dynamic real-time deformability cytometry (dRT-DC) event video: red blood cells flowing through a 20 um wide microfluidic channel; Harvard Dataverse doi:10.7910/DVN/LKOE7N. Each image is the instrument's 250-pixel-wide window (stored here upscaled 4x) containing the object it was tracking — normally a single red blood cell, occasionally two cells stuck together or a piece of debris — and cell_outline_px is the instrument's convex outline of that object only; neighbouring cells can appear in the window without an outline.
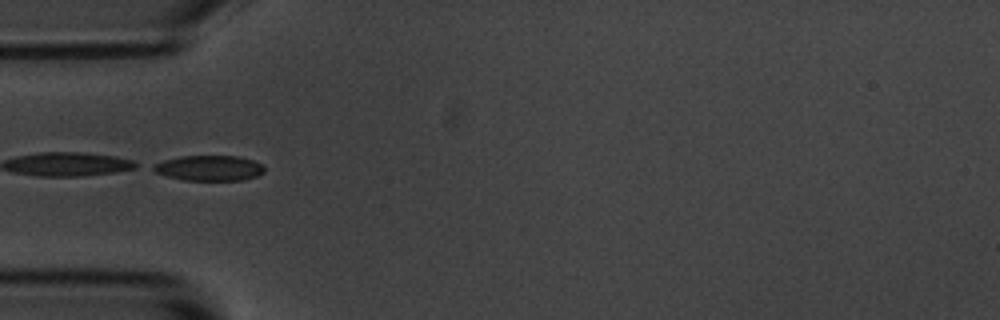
{"species": "common noctule bat (a hibernating species)", "species_latin": "Nyctalus noctula", "temperature_condition": "room temperature", "stored_images_in_passage": 1, "camera_frame_rate_fps": 3000, "um_per_image_px": 0.085, "animal": {"sex": "male", "body_mass_g": 20.1, "forearm_length_mm": 53.5}, "frame": {"image": 1, "passage_image": 1, "time_ms": 0.0, "image_size_px": [1000, 320], "cell_outline_px": [[264, 172], [256, 176], [244, 180], [184, 180], [168, 176], [156, 172], [148, 168], [152, 164], [164, 160], [180, 156], [236, 156], [252, 160], [264, 164]], "centroid_in_image_um": [17.76, 14.28], "position_along_channel_um": 67.2, "area_um2": 16.47}}